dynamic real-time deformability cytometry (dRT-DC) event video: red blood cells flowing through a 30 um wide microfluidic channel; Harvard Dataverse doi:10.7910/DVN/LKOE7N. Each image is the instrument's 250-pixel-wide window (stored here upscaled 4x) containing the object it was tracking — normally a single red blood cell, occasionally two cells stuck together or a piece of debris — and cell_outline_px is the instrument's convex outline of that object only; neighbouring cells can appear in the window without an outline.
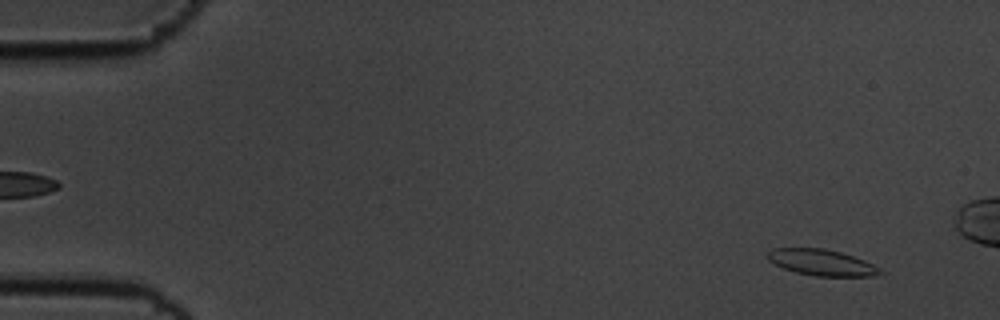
{"species": "common noctule bat (a hibernating species)", "species_latin": "Nyctalus noctula", "temperature_condition": "cold", "stored_images_in_passage": 57, "camera_frame_rate_fps": 3000, "um_per_image_px": 0.085, "animal": {"sex": "male", "body_mass_g": 19.5, "forearm_length_mm": 54.6}, "frame": {"image": 1, "passage_image": 4, "time_ms": 1.0, "image_size_px": [1000, 320], "cell_outline_px": [[888, 272], [876, 276], [816, 276], [796, 272], [784, 268], [768, 260], [764, 256], [772, 248], [824, 248], [840, 252], [864, 260]], "centroid_in_image_um": [69.87, 22.31], "position_along_channel_um": 15.1, "area_um2": 17.22}}
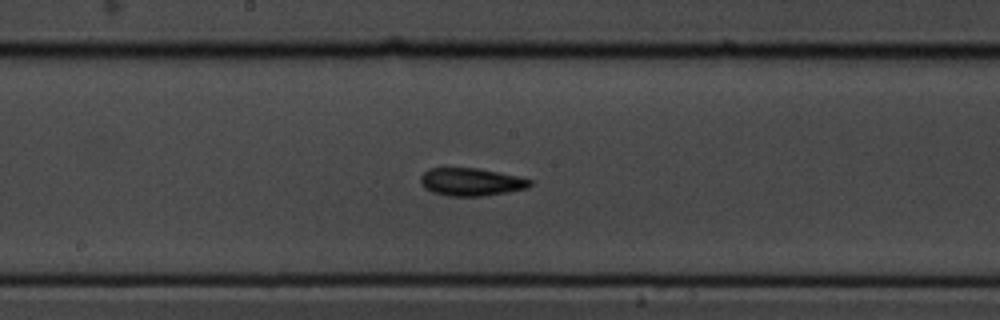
{"frame": {"image": 2, "passage_image": 30, "time_ms": 9.667, "image_size_px": [1000, 320], "cell_outline_px": [[532, 184], [528, 188], [508, 192], [484, 196], [448, 196], [432, 192], [424, 188], [420, 184], [420, 176], [428, 168], [476, 168], [520, 176], [532, 180]], "centroid_in_image_um": [40.04, 15.47], "position_along_channel_um": 208.2, "area_um2": 17.92}}
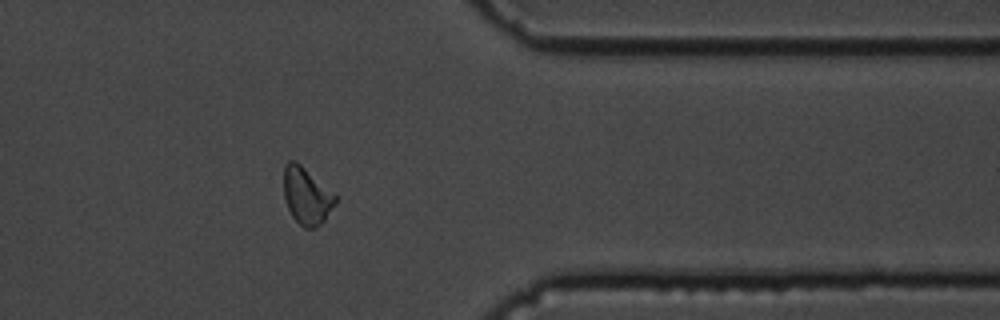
{"frame": {"image": 3, "passage_image": 46, "time_ms": 15.0, "image_size_px": [1000, 320], "cell_outline_px": [[336, 204], [324, 220], [316, 228], [304, 228], [292, 216], [284, 200], [284, 164], [288, 160], [296, 160], [336, 196]], "centroid_in_image_um": [26.04, 16.65], "position_along_channel_um": 385.4, "area_um2": 16.99}, "authors_computed_cell_mechanics": {"area_um2": 17.5712, "velocity_mm_per_s": 3.537, "shape_relaxation_time_tau1_ms": 3.0511, "shape_relaxation_time_tau2_ms": 2.4555, "deformation_change_tau1": 0.0942, "deformation_change_tau2": 0.0732}}